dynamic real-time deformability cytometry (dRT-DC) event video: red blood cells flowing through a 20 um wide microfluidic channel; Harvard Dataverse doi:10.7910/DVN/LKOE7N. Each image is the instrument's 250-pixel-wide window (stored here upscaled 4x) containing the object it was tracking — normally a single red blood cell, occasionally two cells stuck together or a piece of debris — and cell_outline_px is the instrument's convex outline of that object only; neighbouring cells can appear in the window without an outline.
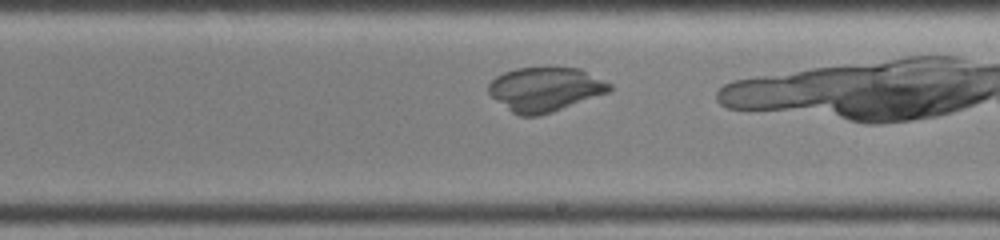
{"species": "common noctule bat (a hibernating species)", "species_latin": "Nyctalus noctula", "temperature_condition": "warm", "stored_images_in_passage": 22, "camera_frame_rate_fps": 3000, "um_per_image_px": 0.085, "animal": {"sex": "female", "body_mass_g": 19.0, "forearm_length_mm": 51.5}, "frame": {"image": 1, "passage_image": 13, "time_ms": 4.0, "image_size_px": [1000, 240], "cell_outline_px": [[612, 88], [608, 92], [552, 112], [540, 116], [520, 116], [512, 112], [496, 100], [488, 92], [488, 84], [496, 76], [504, 72], [516, 68], [580, 68], [612, 84]], "centroid_in_image_um": [46.32, 7.59], "position_along_channel_um": 242.7, "area_um2": 30.92}}